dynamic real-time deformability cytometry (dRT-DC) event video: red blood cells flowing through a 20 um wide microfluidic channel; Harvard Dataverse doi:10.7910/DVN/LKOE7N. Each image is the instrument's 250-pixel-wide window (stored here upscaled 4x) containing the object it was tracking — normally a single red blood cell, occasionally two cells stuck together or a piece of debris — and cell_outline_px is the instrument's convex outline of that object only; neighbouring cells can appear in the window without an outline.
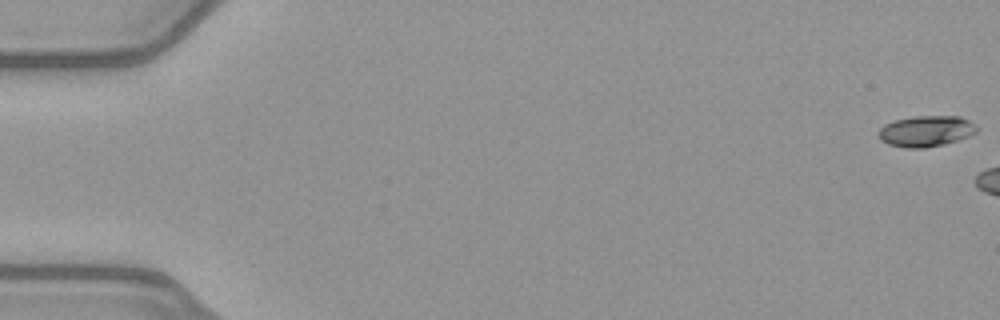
{"species": "common noctule bat (a hibernating species)", "species_latin": "Nyctalus noctula", "temperature_condition": "warm", "stored_images_in_passage": 8, "camera_frame_rate_fps": 3000, "um_per_image_px": 0.085, "animal": {"sex": "female", "body_mass_g": 21.9}, "frame": {"image": 1, "passage_image": 1, "time_ms": 0.0, "image_size_px": [1000, 320], "cell_outline_px": [[976, 132], [968, 136], [944, 144], [924, 148], [904, 148], [888, 144], [880, 140], [880, 128], [884, 124], [896, 120], [916, 116], [960, 116], [976, 124]], "centroid_in_image_um": [78.71, 11.15], "position_along_channel_um": 6.3, "area_um2": 17.57}}